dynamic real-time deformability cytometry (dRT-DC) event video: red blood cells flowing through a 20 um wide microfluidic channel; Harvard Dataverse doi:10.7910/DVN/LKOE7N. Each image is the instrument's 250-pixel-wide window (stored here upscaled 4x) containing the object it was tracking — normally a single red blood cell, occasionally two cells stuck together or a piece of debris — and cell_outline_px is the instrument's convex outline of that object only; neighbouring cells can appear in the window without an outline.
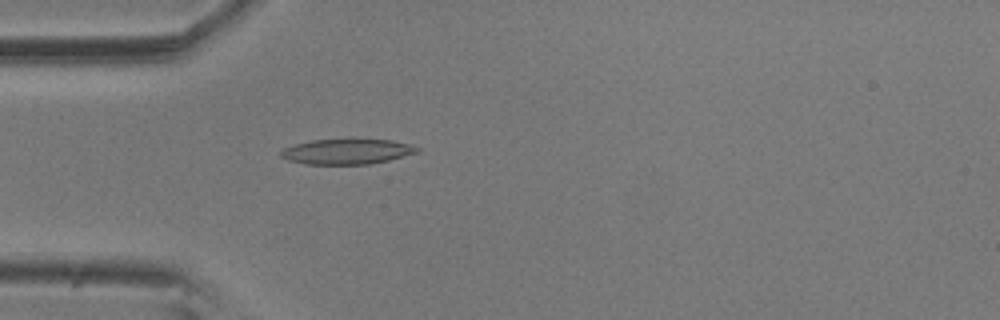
{"species": "common noctule bat (a hibernating species)", "species_latin": "Nyctalus noctula", "temperature_condition": "room temperature", "stored_images_in_passage": 4, "camera_frame_rate_fps": 3000, "um_per_image_px": 0.085, "animal": {"sex": "male", "body_mass_g": 20.5, "forearm_length_mm": 52.5}, "frame": {"image": 1, "passage_image": 4, "time_ms": 1.0, "image_size_px": [1000, 320], "cell_outline_px": [[420, 148], [416, 152], [388, 160], [368, 164], [304, 164], [288, 160], [280, 156], [280, 152], [284, 148], [296, 144], [312, 140], [352, 136], [392, 140], [408, 144]], "centroid_in_image_um": [29.47, 12.83], "position_along_channel_um": 55.5, "area_um2": 20.75}}